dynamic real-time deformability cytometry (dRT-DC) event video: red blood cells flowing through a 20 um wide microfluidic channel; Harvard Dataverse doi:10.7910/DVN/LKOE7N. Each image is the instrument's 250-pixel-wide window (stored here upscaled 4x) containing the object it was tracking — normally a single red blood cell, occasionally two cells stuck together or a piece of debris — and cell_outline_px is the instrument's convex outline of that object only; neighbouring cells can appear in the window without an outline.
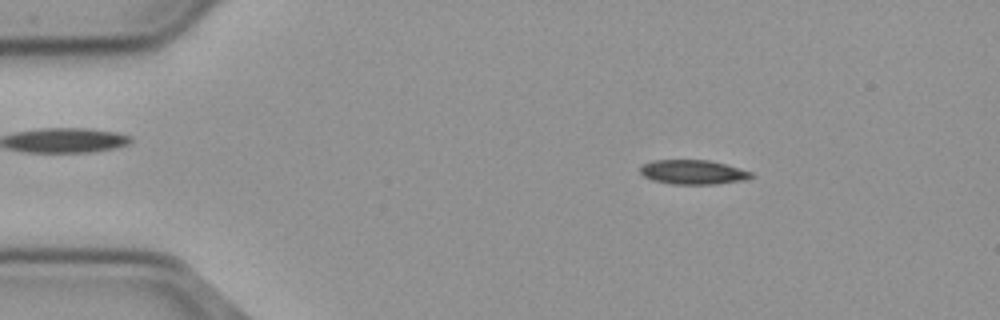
{"species": "common noctule bat (a hibernating species)", "species_latin": "Nyctalus noctula", "temperature_condition": "cold", "stored_images_in_passage": 55, "camera_frame_rate_fps": 3000, "um_per_image_px": 0.085, "animal": {"sex": "male", "body_mass_g": 23.1, "forearm_length_mm": 52.7}, "frame": {"image": 1, "passage_image": 8, "time_ms": 2.333, "image_size_px": [1000, 320], "cell_outline_px": [[756, 176], [744, 180], [716, 184], [672, 184], [652, 180], [644, 176], [640, 172], [640, 168], [644, 164], [652, 160], [708, 160], [740, 168], [752, 172]], "centroid_in_image_um": [58.93, 14.63], "position_along_channel_um": 26.1, "area_um2": 15.78}}
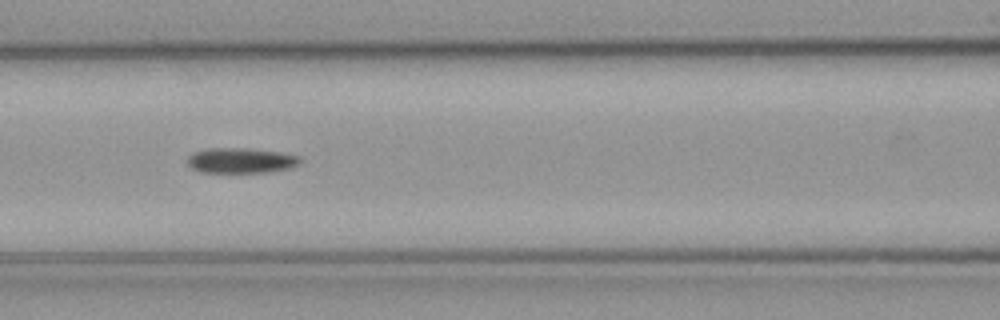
{"frame": {"image": 2, "passage_image": 23, "time_ms": 7.333, "image_size_px": [1000, 320], "cell_outline_px": [[300, 160], [292, 168], [264, 172], [200, 172], [192, 168], [188, 164], [188, 156], [196, 152], [208, 148], [248, 148], [280, 152], [300, 156]], "centroid_in_image_um": [20.47, 13.64], "position_along_channel_um": 146.1, "area_um2": 16.42}}
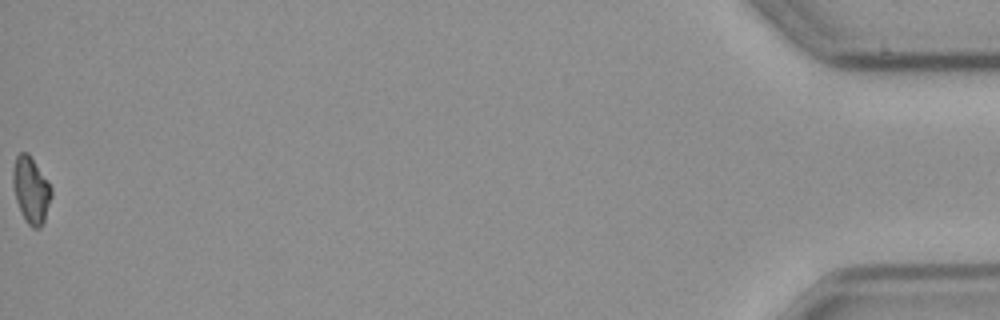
{"frame": {"image": 3, "passage_image": 55, "time_ms": 18.0, "image_size_px": [1000, 320], "cell_outline_px": [[52, 196], [44, 220], [40, 228], [32, 228], [24, 220], [16, 200], [12, 184], [12, 168], [16, 156], [20, 152], [28, 152], [52, 188]], "centroid_in_image_um": [2.61, 16.15], "position_along_channel_um": 432.6, "area_um2": 14.91}, "authors_computed_cell_mechanics": {"area_um2": 15.895, "velocity_mm_per_s": 3.6877, "shape_relaxation_time_tau1_ms": 4.518, "shape_relaxation_time_tau2_ms": null, "deformation_change_tau1": 0.1285, "deformation_change_tau2": null}}